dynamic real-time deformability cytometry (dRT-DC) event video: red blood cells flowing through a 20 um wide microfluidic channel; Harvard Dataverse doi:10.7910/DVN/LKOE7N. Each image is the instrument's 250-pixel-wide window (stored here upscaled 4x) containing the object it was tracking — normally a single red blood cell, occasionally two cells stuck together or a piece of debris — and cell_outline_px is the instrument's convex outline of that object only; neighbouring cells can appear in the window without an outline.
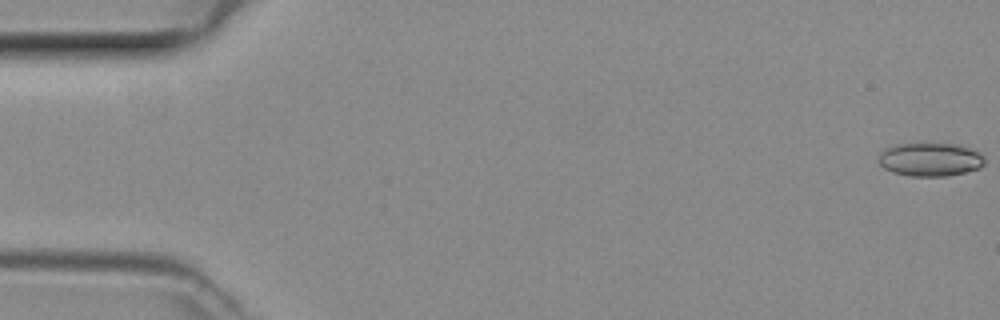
{"species": "common noctule bat (a hibernating species)", "species_latin": "Nyctalus noctula", "temperature_condition": "room temperature", "stored_images_in_passage": 49, "camera_frame_rate_fps": 3000, "um_per_image_px": 0.085, "animal": {"sex": "female", "body_mass_g": 29.2, "forearm_length_mm": 56.3}, "frame": {"image": 1, "passage_image": 1, "time_ms": 0.0, "image_size_px": [1000, 320], "cell_outline_px": [[984, 164], [980, 168], [948, 176], [912, 176], [892, 172], [884, 168], [880, 164], [880, 152], [884, 148], [896, 144], [928, 140], [956, 144], [980, 152], [984, 156]], "centroid_in_image_um": [79.06, 13.5], "position_along_channel_um": 5.9, "area_um2": 21.44}}
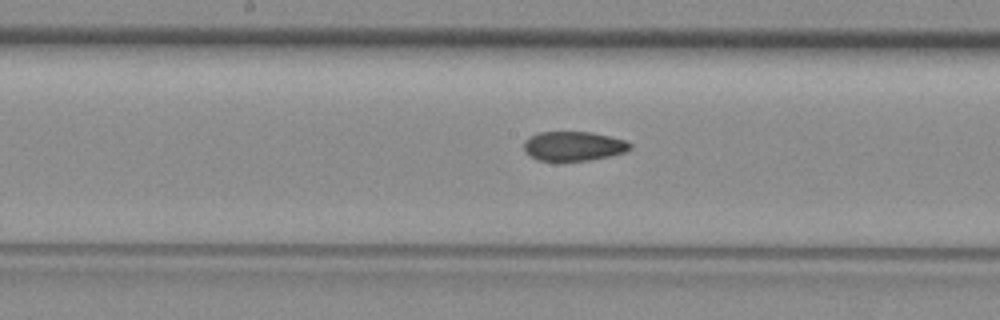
{"frame": {"image": 2, "passage_image": 25, "time_ms": 8.0, "image_size_px": [1000, 320], "cell_outline_px": [[632, 148], [628, 152], [588, 160], [540, 160], [524, 152], [524, 140], [528, 136], [540, 132], [592, 132], [628, 140], [632, 144]], "centroid_in_image_um": [48.79, 12.4], "position_along_channel_um": 199.4, "area_um2": 18.26}}
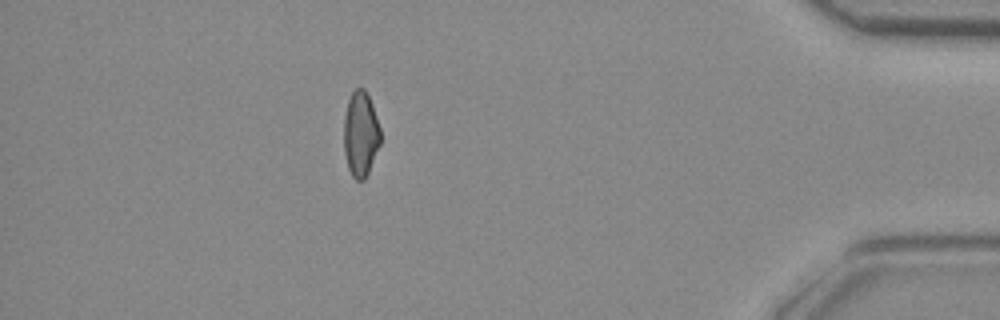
{"frame": {"image": 3, "passage_image": 43, "time_ms": 14.0, "image_size_px": [1000, 320], "cell_outline_px": [[380, 144], [368, 172], [364, 180], [356, 180], [352, 176], [348, 168], [344, 152], [344, 116], [348, 100], [352, 92], [356, 88], [364, 88], [372, 104], [380, 128]], "centroid_in_image_um": [30.64, 11.39], "position_along_channel_um": 404.6, "area_um2": 18.09}}